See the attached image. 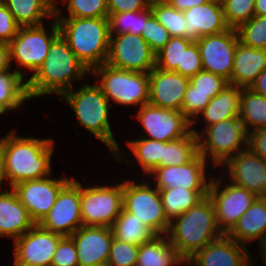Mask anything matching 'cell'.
Listing matches in <instances>:
<instances>
[{
  "instance_id": "obj_52",
  "label": "cell",
  "mask_w": 266,
  "mask_h": 266,
  "mask_svg": "<svg viewBox=\"0 0 266 266\" xmlns=\"http://www.w3.org/2000/svg\"><path fill=\"white\" fill-rule=\"evenodd\" d=\"M179 11H186L194 6L206 4L211 0H165Z\"/></svg>"
},
{
  "instance_id": "obj_5",
  "label": "cell",
  "mask_w": 266,
  "mask_h": 266,
  "mask_svg": "<svg viewBox=\"0 0 266 266\" xmlns=\"http://www.w3.org/2000/svg\"><path fill=\"white\" fill-rule=\"evenodd\" d=\"M55 19L61 36L90 72L106 63L110 43L108 17H55Z\"/></svg>"
},
{
  "instance_id": "obj_57",
  "label": "cell",
  "mask_w": 266,
  "mask_h": 266,
  "mask_svg": "<svg viewBox=\"0 0 266 266\" xmlns=\"http://www.w3.org/2000/svg\"><path fill=\"white\" fill-rule=\"evenodd\" d=\"M49 6L51 7V9L56 12L58 9H60L61 7L59 6V3L61 2L62 4L66 1V0H47ZM58 2V3H57Z\"/></svg>"
},
{
  "instance_id": "obj_37",
  "label": "cell",
  "mask_w": 266,
  "mask_h": 266,
  "mask_svg": "<svg viewBox=\"0 0 266 266\" xmlns=\"http://www.w3.org/2000/svg\"><path fill=\"white\" fill-rule=\"evenodd\" d=\"M193 42L188 38L171 37L166 45L156 53L155 67L178 72V66H182L183 50H186Z\"/></svg>"
},
{
  "instance_id": "obj_6",
  "label": "cell",
  "mask_w": 266,
  "mask_h": 266,
  "mask_svg": "<svg viewBox=\"0 0 266 266\" xmlns=\"http://www.w3.org/2000/svg\"><path fill=\"white\" fill-rule=\"evenodd\" d=\"M191 131L197 135L199 153L218 169L248 147V133L239 117L220 121L200 131L191 127Z\"/></svg>"
},
{
  "instance_id": "obj_42",
  "label": "cell",
  "mask_w": 266,
  "mask_h": 266,
  "mask_svg": "<svg viewBox=\"0 0 266 266\" xmlns=\"http://www.w3.org/2000/svg\"><path fill=\"white\" fill-rule=\"evenodd\" d=\"M189 83L191 84V92L207 94L211 99L229 84L224 77L204 70L190 77Z\"/></svg>"
},
{
  "instance_id": "obj_55",
  "label": "cell",
  "mask_w": 266,
  "mask_h": 266,
  "mask_svg": "<svg viewBox=\"0 0 266 266\" xmlns=\"http://www.w3.org/2000/svg\"><path fill=\"white\" fill-rule=\"evenodd\" d=\"M255 15L266 16V0H255Z\"/></svg>"
},
{
  "instance_id": "obj_41",
  "label": "cell",
  "mask_w": 266,
  "mask_h": 266,
  "mask_svg": "<svg viewBox=\"0 0 266 266\" xmlns=\"http://www.w3.org/2000/svg\"><path fill=\"white\" fill-rule=\"evenodd\" d=\"M226 23L237 29L254 15L255 0H221Z\"/></svg>"
},
{
  "instance_id": "obj_16",
  "label": "cell",
  "mask_w": 266,
  "mask_h": 266,
  "mask_svg": "<svg viewBox=\"0 0 266 266\" xmlns=\"http://www.w3.org/2000/svg\"><path fill=\"white\" fill-rule=\"evenodd\" d=\"M210 166V163L199 153L192 161L184 165L160 166L146 178L158 190L177 186L185 189H209L212 176L208 175L207 169L208 167L210 169Z\"/></svg>"
},
{
  "instance_id": "obj_19",
  "label": "cell",
  "mask_w": 266,
  "mask_h": 266,
  "mask_svg": "<svg viewBox=\"0 0 266 266\" xmlns=\"http://www.w3.org/2000/svg\"><path fill=\"white\" fill-rule=\"evenodd\" d=\"M220 168L225 170L221 174L228 181L258 197H266V160L248 148L229 158Z\"/></svg>"
},
{
  "instance_id": "obj_31",
  "label": "cell",
  "mask_w": 266,
  "mask_h": 266,
  "mask_svg": "<svg viewBox=\"0 0 266 266\" xmlns=\"http://www.w3.org/2000/svg\"><path fill=\"white\" fill-rule=\"evenodd\" d=\"M239 118L248 134L256 129L266 128V97L249 88L242 89Z\"/></svg>"
},
{
  "instance_id": "obj_32",
  "label": "cell",
  "mask_w": 266,
  "mask_h": 266,
  "mask_svg": "<svg viewBox=\"0 0 266 266\" xmlns=\"http://www.w3.org/2000/svg\"><path fill=\"white\" fill-rule=\"evenodd\" d=\"M113 237L122 242L140 246L151 240L155 234L124 208L111 226Z\"/></svg>"
},
{
  "instance_id": "obj_18",
  "label": "cell",
  "mask_w": 266,
  "mask_h": 266,
  "mask_svg": "<svg viewBox=\"0 0 266 266\" xmlns=\"http://www.w3.org/2000/svg\"><path fill=\"white\" fill-rule=\"evenodd\" d=\"M64 236L35 224L13 241V258L27 266H51L53 254Z\"/></svg>"
},
{
  "instance_id": "obj_35",
  "label": "cell",
  "mask_w": 266,
  "mask_h": 266,
  "mask_svg": "<svg viewBox=\"0 0 266 266\" xmlns=\"http://www.w3.org/2000/svg\"><path fill=\"white\" fill-rule=\"evenodd\" d=\"M199 154L197 135L190 131L181 139L163 142L161 166L184 165Z\"/></svg>"
},
{
  "instance_id": "obj_59",
  "label": "cell",
  "mask_w": 266,
  "mask_h": 266,
  "mask_svg": "<svg viewBox=\"0 0 266 266\" xmlns=\"http://www.w3.org/2000/svg\"><path fill=\"white\" fill-rule=\"evenodd\" d=\"M13 266H27V265L21 264V263L15 261V260L13 259Z\"/></svg>"
},
{
  "instance_id": "obj_27",
  "label": "cell",
  "mask_w": 266,
  "mask_h": 266,
  "mask_svg": "<svg viewBox=\"0 0 266 266\" xmlns=\"http://www.w3.org/2000/svg\"><path fill=\"white\" fill-rule=\"evenodd\" d=\"M241 87L228 84L219 94L213 97L204 110L197 116L191 123L194 127L199 120H203L205 124L202 130L210 125L216 124L220 121L239 117L240 95L242 92ZM198 120V121H197ZM197 121V122H196Z\"/></svg>"
},
{
  "instance_id": "obj_13",
  "label": "cell",
  "mask_w": 266,
  "mask_h": 266,
  "mask_svg": "<svg viewBox=\"0 0 266 266\" xmlns=\"http://www.w3.org/2000/svg\"><path fill=\"white\" fill-rule=\"evenodd\" d=\"M134 117L143 128L141 136L139 133L138 136L147 139L168 142L181 139L191 131V122L182 112L149 103L141 106Z\"/></svg>"
},
{
  "instance_id": "obj_40",
  "label": "cell",
  "mask_w": 266,
  "mask_h": 266,
  "mask_svg": "<svg viewBox=\"0 0 266 266\" xmlns=\"http://www.w3.org/2000/svg\"><path fill=\"white\" fill-rule=\"evenodd\" d=\"M236 31L243 45L266 50V16L254 15Z\"/></svg>"
},
{
  "instance_id": "obj_23",
  "label": "cell",
  "mask_w": 266,
  "mask_h": 266,
  "mask_svg": "<svg viewBox=\"0 0 266 266\" xmlns=\"http://www.w3.org/2000/svg\"><path fill=\"white\" fill-rule=\"evenodd\" d=\"M186 38L197 41L201 37L218 34L230 29L226 23L221 0H211L183 12Z\"/></svg>"
},
{
  "instance_id": "obj_43",
  "label": "cell",
  "mask_w": 266,
  "mask_h": 266,
  "mask_svg": "<svg viewBox=\"0 0 266 266\" xmlns=\"http://www.w3.org/2000/svg\"><path fill=\"white\" fill-rule=\"evenodd\" d=\"M141 36L155 53L161 50L171 38L167 29L157 21L151 8L147 9V22Z\"/></svg>"
},
{
  "instance_id": "obj_46",
  "label": "cell",
  "mask_w": 266,
  "mask_h": 266,
  "mask_svg": "<svg viewBox=\"0 0 266 266\" xmlns=\"http://www.w3.org/2000/svg\"><path fill=\"white\" fill-rule=\"evenodd\" d=\"M51 266H79L77 248L70 236H64L59 241Z\"/></svg>"
},
{
  "instance_id": "obj_39",
  "label": "cell",
  "mask_w": 266,
  "mask_h": 266,
  "mask_svg": "<svg viewBox=\"0 0 266 266\" xmlns=\"http://www.w3.org/2000/svg\"><path fill=\"white\" fill-rule=\"evenodd\" d=\"M62 5L66 6L67 15L58 9L54 17L102 18L109 14L107 0H66Z\"/></svg>"
},
{
  "instance_id": "obj_22",
  "label": "cell",
  "mask_w": 266,
  "mask_h": 266,
  "mask_svg": "<svg viewBox=\"0 0 266 266\" xmlns=\"http://www.w3.org/2000/svg\"><path fill=\"white\" fill-rule=\"evenodd\" d=\"M189 78L157 67L149 72V104L181 112Z\"/></svg>"
},
{
  "instance_id": "obj_7",
  "label": "cell",
  "mask_w": 266,
  "mask_h": 266,
  "mask_svg": "<svg viewBox=\"0 0 266 266\" xmlns=\"http://www.w3.org/2000/svg\"><path fill=\"white\" fill-rule=\"evenodd\" d=\"M52 20L48 30L45 24L19 27L17 35L9 43L11 64L13 66L15 62L17 65L12 70L24 81L27 79L25 71L31 72V76L37 71L46 59L52 41L60 34L57 20L55 17Z\"/></svg>"
},
{
  "instance_id": "obj_28",
  "label": "cell",
  "mask_w": 266,
  "mask_h": 266,
  "mask_svg": "<svg viewBox=\"0 0 266 266\" xmlns=\"http://www.w3.org/2000/svg\"><path fill=\"white\" fill-rule=\"evenodd\" d=\"M186 260L166 235H155L139 246L136 266H185Z\"/></svg>"
},
{
  "instance_id": "obj_50",
  "label": "cell",
  "mask_w": 266,
  "mask_h": 266,
  "mask_svg": "<svg viewBox=\"0 0 266 266\" xmlns=\"http://www.w3.org/2000/svg\"><path fill=\"white\" fill-rule=\"evenodd\" d=\"M247 148L266 160V128H259L248 134Z\"/></svg>"
},
{
  "instance_id": "obj_9",
  "label": "cell",
  "mask_w": 266,
  "mask_h": 266,
  "mask_svg": "<svg viewBox=\"0 0 266 266\" xmlns=\"http://www.w3.org/2000/svg\"><path fill=\"white\" fill-rule=\"evenodd\" d=\"M139 181L123 180V208L155 235H166L170 221L165 215L160 192L146 177Z\"/></svg>"
},
{
  "instance_id": "obj_17",
  "label": "cell",
  "mask_w": 266,
  "mask_h": 266,
  "mask_svg": "<svg viewBox=\"0 0 266 266\" xmlns=\"http://www.w3.org/2000/svg\"><path fill=\"white\" fill-rule=\"evenodd\" d=\"M202 59L203 70L220 75L231 84L234 54L239 42L236 29L204 36L195 41Z\"/></svg>"
},
{
  "instance_id": "obj_2",
  "label": "cell",
  "mask_w": 266,
  "mask_h": 266,
  "mask_svg": "<svg viewBox=\"0 0 266 266\" xmlns=\"http://www.w3.org/2000/svg\"><path fill=\"white\" fill-rule=\"evenodd\" d=\"M94 83L95 85H91L85 81L81 87H77L78 90L72 88L63 93L60 99L74 110L79 127L85 128L109 148L116 162L129 163L132 166L135 162L128 160V154L125 150L122 151L112 130V123L109 121L111 104L102 89Z\"/></svg>"
},
{
  "instance_id": "obj_56",
  "label": "cell",
  "mask_w": 266,
  "mask_h": 266,
  "mask_svg": "<svg viewBox=\"0 0 266 266\" xmlns=\"http://www.w3.org/2000/svg\"><path fill=\"white\" fill-rule=\"evenodd\" d=\"M258 248H259V252L261 253L259 259L263 261V266H266V239L261 242V243H258Z\"/></svg>"
},
{
  "instance_id": "obj_3",
  "label": "cell",
  "mask_w": 266,
  "mask_h": 266,
  "mask_svg": "<svg viewBox=\"0 0 266 266\" xmlns=\"http://www.w3.org/2000/svg\"><path fill=\"white\" fill-rule=\"evenodd\" d=\"M52 138L23 137L11 129L3 136L8 187L17 183L53 175L52 157L55 151Z\"/></svg>"
},
{
  "instance_id": "obj_21",
  "label": "cell",
  "mask_w": 266,
  "mask_h": 266,
  "mask_svg": "<svg viewBox=\"0 0 266 266\" xmlns=\"http://www.w3.org/2000/svg\"><path fill=\"white\" fill-rule=\"evenodd\" d=\"M246 245L226 234L198 250L186 261L188 266H249L252 255Z\"/></svg>"
},
{
  "instance_id": "obj_45",
  "label": "cell",
  "mask_w": 266,
  "mask_h": 266,
  "mask_svg": "<svg viewBox=\"0 0 266 266\" xmlns=\"http://www.w3.org/2000/svg\"><path fill=\"white\" fill-rule=\"evenodd\" d=\"M210 100L211 98L207 94L191 92V84L189 83L184 95L181 112L192 123L209 104Z\"/></svg>"
},
{
  "instance_id": "obj_36",
  "label": "cell",
  "mask_w": 266,
  "mask_h": 266,
  "mask_svg": "<svg viewBox=\"0 0 266 266\" xmlns=\"http://www.w3.org/2000/svg\"><path fill=\"white\" fill-rule=\"evenodd\" d=\"M151 10L157 21L167 29L171 37L186 38L185 15L165 0H152Z\"/></svg>"
},
{
  "instance_id": "obj_51",
  "label": "cell",
  "mask_w": 266,
  "mask_h": 266,
  "mask_svg": "<svg viewBox=\"0 0 266 266\" xmlns=\"http://www.w3.org/2000/svg\"><path fill=\"white\" fill-rule=\"evenodd\" d=\"M11 67L10 44L0 41V73L14 72Z\"/></svg>"
},
{
  "instance_id": "obj_14",
  "label": "cell",
  "mask_w": 266,
  "mask_h": 266,
  "mask_svg": "<svg viewBox=\"0 0 266 266\" xmlns=\"http://www.w3.org/2000/svg\"><path fill=\"white\" fill-rule=\"evenodd\" d=\"M39 225L53 233L71 236L83 226L80 210V181L72 178L59 192L56 202Z\"/></svg>"
},
{
  "instance_id": "obj_34",
  "label": "cell",
  "mask_w": 266,
  "mask_h": 266,
  "mask_svg": "<svg viewBox=\"0 0 266 266\" xmlns=\"http://www.w3.org/2000/svg\"><path fill=\"white\" fill-rule=\"evenodd\" d=\"M26 101V81L14 72L0 73V116L18 110Z\"/></svg>"
},
{
  "instance_id": "obj_25",
  "label": "cell",
  "mask_w": 266,
  "mask_h": 266,
  "mask_svg": "<svg viewBox=\"0 0 266 266\" xmlns=\"http://www.w3.org/2000/svg\"><path fill=\"white\" fill-rule=\"evenodd\" d=\"M266 69V50L237 43L234 54L231 84L250 88L259 74Z\"/></svg>"
},
{
  "instance_id": "obj_47",
  "label": "cell",
  "mask_w": 266,
  "mask_h": 266,
  "mask_svg": "<svg viewBox=\"0 0 266 266\" xmlns=\"http://www.w3.org/2000/svg\"><path fill=\"white\" fill-rule=\"evenodd\" d=\"M202 70L200 51L194 41L186 50H183L182 66H178V73L190 78Z\"/></svg>"
},
{
  "instance_id": "obj_49",
  "label": "cell",
  "mask_w": 266,
  "mask_h": 266,
  "mask_svg": "<svg viewBox=\"0 0 266 266\" xmlns=\"http://www.w3.org/2000/svg\"><path fill=\"white\" fill-rule=\"evenodd\" d=\"M152 0H107L109 14L136 12L151 7Z\"/></svg>"
},
{
  "instance_id": "obj_8",
  "label": "cell",
  "mask_w": 266,
  "mask_h": 266,
  "mask_svg": "<svg viewBox=\"0 0 266 266\" xmlns=\"http://www.w3.org/2000/svg\"><path fill=\"white\" fill-rule=\"evenodd\" d=\"M109 102L139 109L149 103V73L127 71L104 63L91 71ZM98 79V80H97Z\"/></svg>"
},
{
  "instance_id": "obj_26",
  "label": "cell",
  "mask_w": 266,
  "mask_h": 266,
  "mask_svg": "<svg viewBox=\"0 0 266 266\" xmlns=\"http://www.w3.org/2000/svg\"><path fill=\"white\" fill-rule=\"evenodd\" d=\"M240 244L266 239V197H258L226 234Z\"/></svg>"
},
{
  "instance_id": "obj_30",
  "label": "cell",
  "mask_w": 266,
  "mask_h": 266,
  "mask_svg": "<svg viewBox=\"0 0 266 266\" xmlns=\"http://www.w3.org/2000/svg\"><path fill=\"white\" fill-rule=\"evenodd\" d=\"M20 27L44 24L46 17L52 19L54 11L47 0H3ZM44 19V20H43Z\"/></svg>"
},
{
  "instance_id": "obj_58",
  "label": "cell",
  "mask_w": 266,
  "mask_h": 266,
  "mask_svg": "<svg viewBox=\"0 0 266 266\" xmlns=\"http://www.w3.org/2000/svg\"><path fill=\"white\" fill-rule=\"evenodd\" d=\"M254 255L252 254V259L250 261L249 266H258V264L256 265V262L254 261L255 257H253Z\"/></svg>"
},
{
  "instance_id": "obj_54",
  "label": "cell",
  "mask_w": 266,
  "mask_h": 266,
  "mask_svg": "<svg viewBox=\"0 0 266 266\" xmlns=\"http://www.w3.org/2000/svg\"><path fill=\"white\" fill-rule=\"evenodd\" d=\"M5 180H8L6 173L5 154L3 148V136L0 138V190H3Z\"/></svg>"
},
{
  "instance_id": "obj_38",
  "label": "cell",
  "mask_w": 266,
  "mask_h": 266,
  "mask_svg": "<svg viewBox=\"0 0 266 266\" xmlns=\"http://www.w3.org/2000/svg\"><path fill=\"white\" fill-rule=\"evenodd\" d=\"M108 19L110 35L123 33L141 35L147 22V9L108 14Z\"/></svg>"
},
{
  "instance_id": "obj_29",
  "label": "cell",
  "mask_w": 266,
  "mask_h": 266,
  "mask_svg": "<svg viewBox=\"0 0 266 266\" xmlns=\"http://www.w3.org/2000/svg\"><path fill=\"white\" fill-rule=\"evenodd\" d=\"M209 189L175 187L159 190L167 219L171 222L208 196Z\"/></svg>"
},
{
  "instance_id": "obj_11",
  "label": "cell",
  "mask_w": 266,
  "mask_h": 266,
  "mask_svg": "<svg viewBox=\"0 0 266 266\" xmlns=\"http://www.w3.org/2000/svg\"><path fill=\"white\" fill-rule=\"evenodd\" d=\"M218 174L212 176L208 196L215 208L218 227L223 234H227L258 196Z\"/></svg>"
},
{
  "instance_id": "obj_12",
  "label": "cell",
  "mask_w": 266,
  "mask_h": 266,
  "mask_svg": "<svg viewBox=\"0 0 266 266\" xmlns=\"http://www.w3.org/2000/svg\"><path fill=\"white\" fill-rule=\"evenodd\" d=\"M106 63L127 71L149 73L156 66V53L141 35H110Z\"/></svg>"
},
{
  "instance_id": "obj_33",
  "label": "cell",
  "mask_w": 266,
  "mask_h": 266,
  "mask_svg": "<svg viewBox=\"0 0 266 266\" xmlns=\"http://www.w3.org/2000/svg\"><path fill=\"white\" fill-rule=\"evenodd\" d=\"M125 141L145 177L161 166L163 142L143 137H135Z\"/></svg>"
},
{
  "instance_id": "obj_44",
  "label": "cell",
  "mask_w": 266,
  "mask_h": 266,
  "mask_svg": "<svg viewBox=\"0 0 266 266\" xmlns=\"http://www.w3.org/2000/svg\"><path fill=\"white\" fill-rule=\"evenodd\" d=\"M139 246L113 238L106 266H136Z\"/></svg>"
},
{
  "instance_id": "obj_4",
  "label": "cell",
  "mask_w": 266,
  "mask_h": 266,
  "mask_svg": "<svg viewBox=\"0 0 266 266\" xmlns=\"http://www.w3.org/2000/svg\"><path fill=\"white\" fill-rule=\"evenodd\" d=\"M223 235L209 196L172 220L166 234L169 242L186 261L198 250Z\"/></svg>"
},
{
  "instance_id": "obj_53",
  "label": "cell",
  "mask_w": 266,
  "mask_h": 266,
  "mask_svg": "<svg viewBox=\"0 0 266 266\" xmlns=\"http://www.w3.org/2000/svg\"><path fill=\"white\" fill-rule=\"evenodd\" d=\"M249 89L266 97V69L259 74Z\"/></svg>"
},
{
  "instance_id": "obj_10",
  "label": "cell",
  "mask_w": 266,
  "mask_h": 266,
  "mask_svg": "<svg viewBox=\"0 0 266 266\" xmlns=\"http://www.w3.org/2000/svg\"><path fill=\"white\" fill-rule=\"evenodd\" d=\"M111 185L80 182V210L83 226L110 227L123 209V181Z\"/></svg>"
},
{
  "instance_id": "obj_20",
  "label": "cell",
  "mask_w": 266,
  "mask_h": 266,
  "mask_svg": "<svg viewBox=\"0 0 266 266\" xmlns=\"http://www.w3.org/2000/svg\"><path fill=\"white\" fill-rule=\"evenodd\" d=\"M77 248L79 266H106L113 232L110 227L81 226L70 236Z\"/></svg>"
},
{
  "instance_id": "obj_48",
  "label": "cell",
  "mask_w": 266,
  "mask_h": 266,
  "mask_svg": "<svg viewBox=\"0 0 266 266\" xmlns=\"http://www.w3.org/2000/svg\"><path fill=\"white\" fill-rule=\"evenodd\" d=\"M19 25L6 7L4 1L0 2V41L10 43L17 35Z\"/></svg>"
},
{
  "instance_id": "obj_15",
  "label": "cell",
  "mask_w": 266,
  "mask_h": 266,
  "mask_svg": "<svg viewBox=\"0 0 266 266\" xmlns=\"http://www.w3.org/2000/svg\"><path fill=\"white\" fill-rule=\"evenodd\" d=\"M51 176L22 181L12 187L36 224L49 213L60 190L72 179L64 175L56 179Z\"/></svg>"
},
{
  "instance_id": "obj_1",
  "label": "cell",
  "mask_w": 266,
  "mask_h": 266,
  "mask_svg": "<svg viewBox=\"0 0 266 266\" xmlns=\"http://www.w3.org/2000/svg\"><path fill=\"white\" fill-rule=\"evenodd\" d=\"M91 74L85 65L70 49L67 41L59 34L51 43L50 49L37 71L26 80L28 99L50 95L61 96L75 86L84 83Z\"/></svg>"
},
{
  "instance_id": "obj_24",
  "label": "cell",
  "mask_w": 266,
  "mask_h": 266,
  "mask_svg": "<svg viewBox=\"0 0 266 266\" xmlns=\"http://www.w3.org/2000/svg\"><path fill=\"white\" fill-rule=\"evenodd\" d=\"M35 224L12 188L0 191V237L15 241Z\"/></svg>"
}]
</instances>
